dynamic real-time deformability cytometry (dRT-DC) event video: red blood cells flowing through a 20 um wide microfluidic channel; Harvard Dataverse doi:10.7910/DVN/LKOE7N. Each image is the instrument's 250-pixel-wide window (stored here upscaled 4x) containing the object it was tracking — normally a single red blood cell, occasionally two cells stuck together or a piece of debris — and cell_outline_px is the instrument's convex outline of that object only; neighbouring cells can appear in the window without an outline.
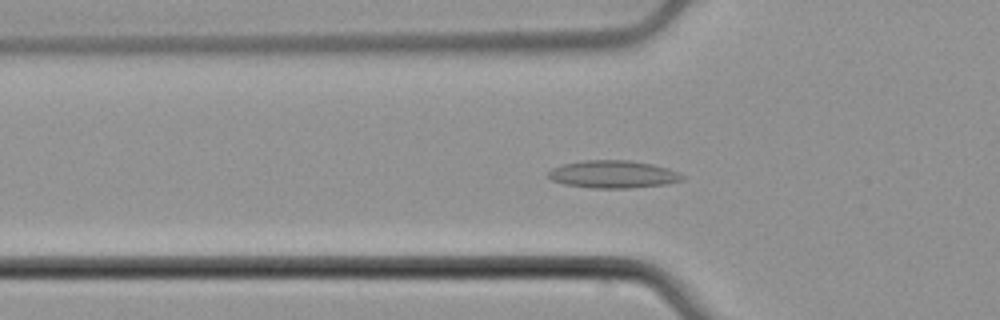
{"species": "common noctule bat (a hibernating species)", "species_latin": "Nyctalus noctula", "temperature_condition": "cold", "stored_images_in_passage": 54, "camera_frame_rate_fps": 3000, "um_per_image_px": 0.085, "animal": {"sex": "male", "body_mass_g": 21.5, "forearm_length_mm": 52.0}, "frame": {"image": 1, "passage_image": 19, "time_ms": 6.0, "image_size_px": [1000, 320], "cell_outline_px": [[684, 180], [668, 184], [628, 188], [592, 188], [564, 184], [552, 180], [548, 176], [548, 172], [552, 168], [564, 164], [584, 160], [628, 160], [652, 164], [668, 168], [684, 176]], "centroid_in_image_um": [52.12, 14.82], "position_along_channel_um": 73.7, "area_um2": 21.5}}
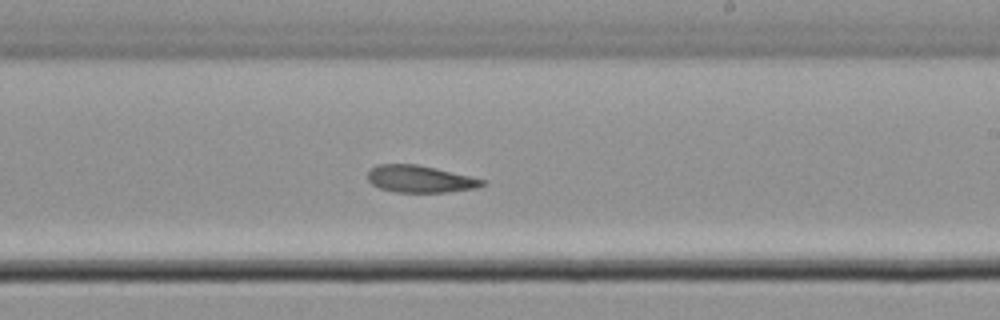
{"frame": {"image": 2, "passage_image": 33, "time_ms": 10.667, "image_size_px": [1000, 320], "cell_outline_px": [[488, 180], [484, 184], [476, 188], [448, 192], [396, 192], [380, 188], [372, 184], [368, 180], [368, 172], [376, 164], [416, 164]], "centroid_in_image_um": [35.71, 15.21], "position_along_channel_um": 253.3, "area_um2": 17.98}}
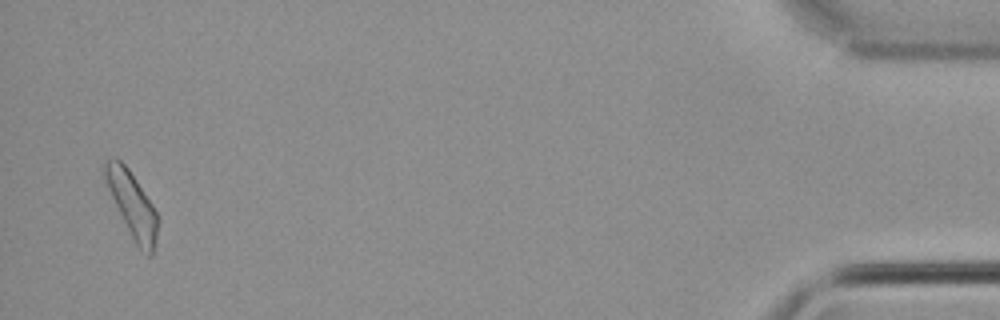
{"frame": {"image": 3, "passage_image": 53, "time_ms": 17.333, "image_size_px": [1000, 320], "cell_outline_px": [[160, 220], [156, 244], [152, 256], [148, 256], [136, 244], [108, 188], [100, 168], [100, 164], [104, 160], [120, 160], [128, 168], [152, 204]], "centroid_in_image_um": [11.25, 17.39], "position_along_channel_um": 424.0, "area_um2": 19.83}}